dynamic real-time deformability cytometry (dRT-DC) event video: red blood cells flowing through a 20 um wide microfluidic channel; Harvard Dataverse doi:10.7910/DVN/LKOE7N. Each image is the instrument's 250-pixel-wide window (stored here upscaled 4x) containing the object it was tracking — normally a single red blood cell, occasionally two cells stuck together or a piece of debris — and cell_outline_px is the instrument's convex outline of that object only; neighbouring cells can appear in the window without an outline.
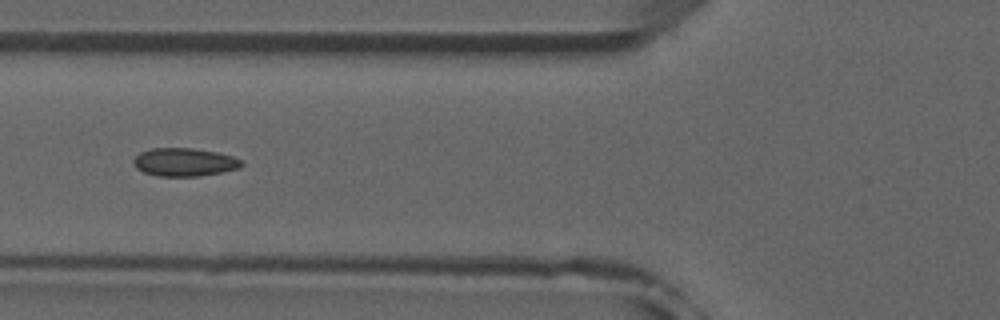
{"species": "common noctule bat (a hibernating species)", "species_latin": "Nyctalus noctula", "temperature_condition": "room temperature", "stored_images_in_passage": 6, "camera_frame_rate_fps": 3000, "um_per_image_px": 0.085, "animal": {"sex": "male", "forearm_length_mm": 52.5}, "frame": {"image": 1, "passage_image": 6, "time_ms": 5.667, "image_size_px": [1000, 320], "cell_outline_px": [[244, 164], [240, 168], [224, 172], [200, 176], [160, 176], [144, 172], [136, 168], [132, 164], [132, 160], [140, 152], [152, 148], [192, 148], [216, 152], [232, 156], [244, 160]], "centroid_in_image_um": [15.7, 13.78], "position_along_channel_um": 110.1, "area_um2": 17.92}}